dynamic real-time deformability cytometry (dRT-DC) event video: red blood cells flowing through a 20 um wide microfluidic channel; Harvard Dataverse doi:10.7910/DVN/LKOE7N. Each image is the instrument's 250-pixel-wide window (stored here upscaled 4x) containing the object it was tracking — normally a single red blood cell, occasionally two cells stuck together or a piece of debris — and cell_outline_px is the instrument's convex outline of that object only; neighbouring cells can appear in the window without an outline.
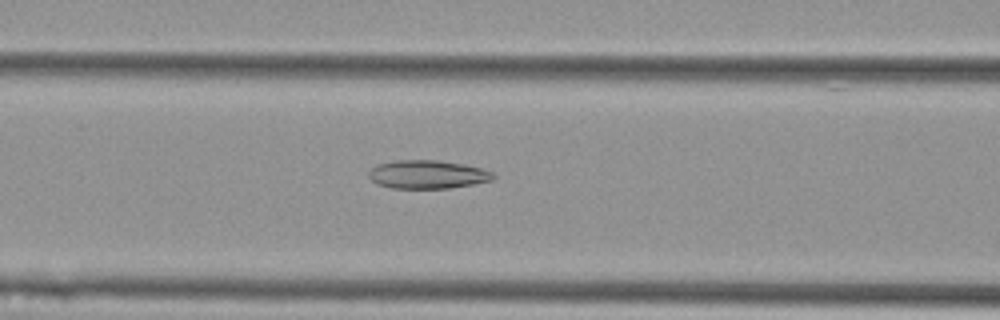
{"species": "Egyptian fruit bat (a non-hibernating species)", "species_latin": "Rousettus aegyptiacus", "temperature_condition": "cold", "stored_images_in_passage": 51, "camera_frame_rate_fps": 3000, "um_per_image_px": 0.085, "animal": {"sex": "female"}, "frame": {"image": 1, "passage_image": 18, "time_ms": 5.667, "image_size_px": [1000, 320], "cell_outline_px": [[496, 176], [492, 180], [452, 188], [392, 188], [376, 184], [368, 176], [368, 172], [372, 168], [380, 164], [396, 160], [436, 160], [460, 164], [480, 168], [492, 172]], "centroid_in_image_um": [36.32, 14.83], "position_along_channel_um": 130.3, "area_um2": 20.4}}
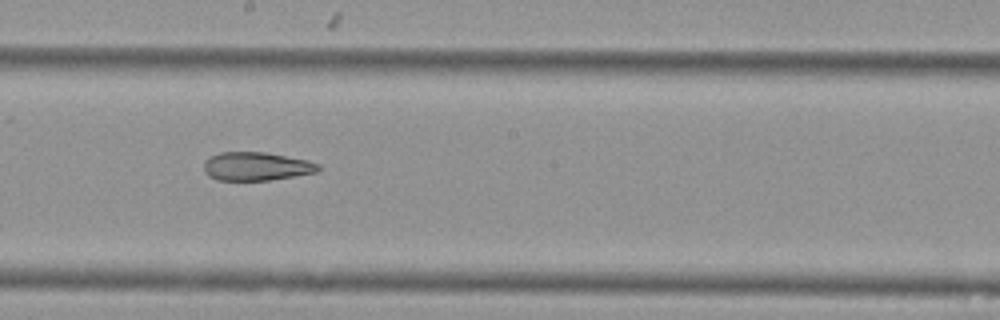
{"frame": {"image": 2, "passage_image": 26, "time_ms": 8.333, "image_size_px": [1000, 320], "cell_outline_px": [[320, 168], [316, 172], [268, 180], [216, 180], [208, 176], [204, 172], [204, 160], [208, 156], [220, 152], [264, 152], [308, 160], [320, 164]], "centroid_in_image_um": [21.73, 14.13], "position_along_channel_um": 226.5, "area_um2": 19.02}}
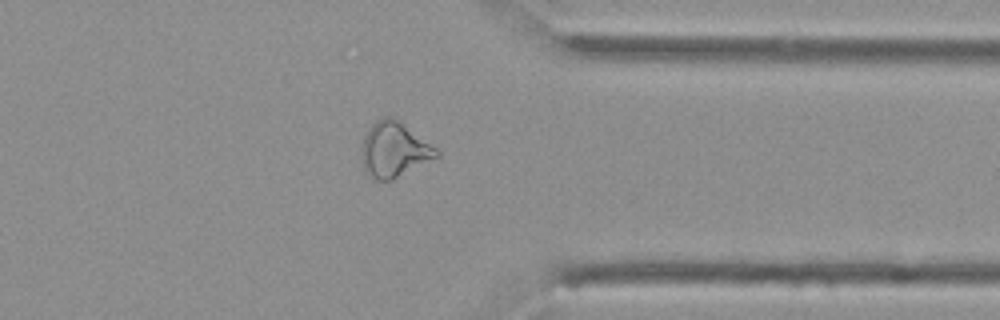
{"frame": {"image": 3, "passage_image": 39, "time_ms": 12.667, "image_size_px": [1000, 320], "cell_outline_px": [[440, 156], [392, 180], [376, 180], [368, 176], [364, 168], [364, 136], [372, 124], [376, 120], [384, 116], [392, 116], [400, 120], [436, 148], [440, 152]], "centroid_in_image_um": [33.54, 12.71], "position_along_channel_um": 377.9, "area_um2": 23.76}, "authors_computed_cell_mechanics": {"area_um2": 23.7558, "velocity_mm_per_s": 3.6183, "shape_relaxation_time_tau1_ms": null, "shape_relaxation_time_tau2_ms": 8.4489, "deformation_change_tau1": null, "deformation_change_tau2": 0.1818}}